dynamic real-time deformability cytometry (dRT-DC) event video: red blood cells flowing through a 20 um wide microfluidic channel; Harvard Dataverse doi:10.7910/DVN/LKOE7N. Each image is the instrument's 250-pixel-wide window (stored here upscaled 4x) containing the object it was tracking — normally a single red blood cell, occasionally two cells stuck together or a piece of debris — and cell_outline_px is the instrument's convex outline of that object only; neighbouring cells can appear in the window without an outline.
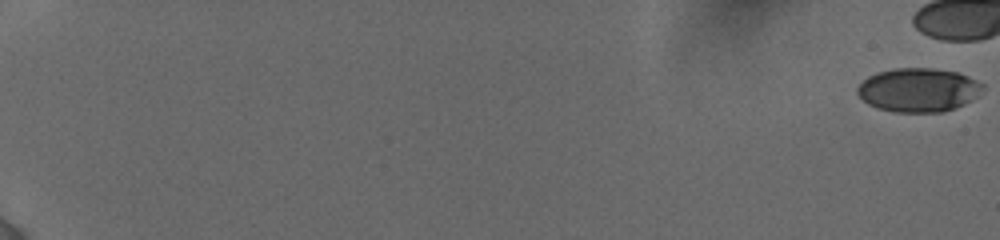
{"species": "human", "species_latin": "Homo sapiens", "temperature_condition": "cold", "stored_images_in_passage": 12, "camera_frame_rate_fps": 3000, "um_per_image_px": 0.085, "donor": {"sex": "female"}, "frame": {"image": 1, "passage_image": 1, "time_ms": 0.0, "image_size_px": [1000, 240], "cell_outline_px": [[984, 88], [976, 96], [964, 104], [944, 112], [892, 112], [868, 104], [856, 92], [856, 88], [868, 76], [880, 72], [896, 68], [932, 68], [956, 72], [968, 76], [984, 84]], "centroid_in_image_um": [78.07, 7.65], "position_along_channel_um": 6.9, "area_um2": 31.79}}